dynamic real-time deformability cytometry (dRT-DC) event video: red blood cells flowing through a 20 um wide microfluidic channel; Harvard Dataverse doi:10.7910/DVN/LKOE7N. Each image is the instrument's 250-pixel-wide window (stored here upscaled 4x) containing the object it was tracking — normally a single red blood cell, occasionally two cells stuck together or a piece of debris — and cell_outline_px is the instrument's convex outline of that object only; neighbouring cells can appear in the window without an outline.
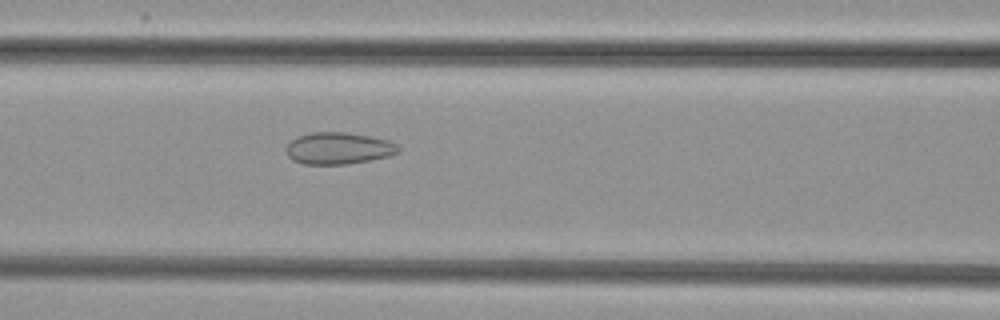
{"species": "common noctule bat (a hibernating species)", "species_latin": "Nyctalus noctula", "temperature_condition": "cold", "stored_images_in_passage": 36, "camera_frame_rate_fps": 3000, "um_per_image_px": 0.085, "animal": {"sex": "female", "body_mass_g": 29.2, "forearm_length_mm": 56.3}, "frame": {"image": 1, "passage_image": 10, "time_ms": 3.0, "image_size_px": [1000, 320], "cell_outline_px": [[400, 152], [388, 156], [348, 164], [304, 164], [292, 160], [288, 156], [284, 148], [296, 136], [312, 132], [344, 132], [372, 136], [388, 140], [396, 144], [400, 148]], "centroid_in_image_um": [28.75, 12.6], "position_along_channel_um": 137.8, "area_um2": 20.92}}
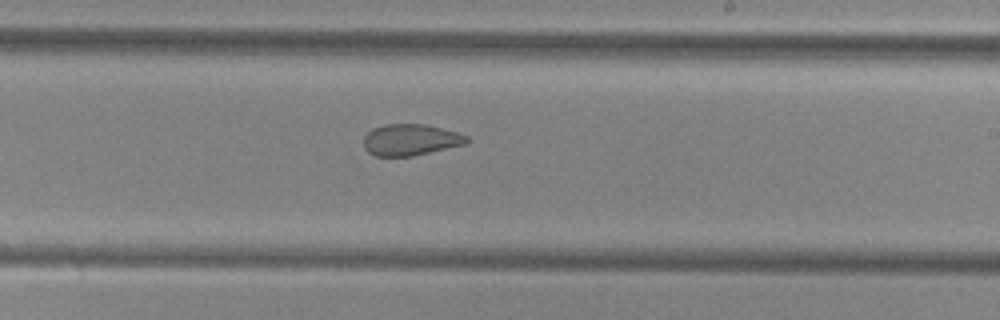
{"frame": {"image": 2, "passage_image": 19, "time_ms": 6.0, "image_size_px": [1000, 320], "cell_outline_px": [[468, 140], [464, 144], [412, 156], [376, 156], [368, 152], [364, 148], [364, 136], [372, 128], [384, 124], [424, 124], [456, 132], [468, 136]], "centroid_in_image_um": [34.84, 11.88], "position_along_channel_um": 254.2, "area_um2": 18.67}}
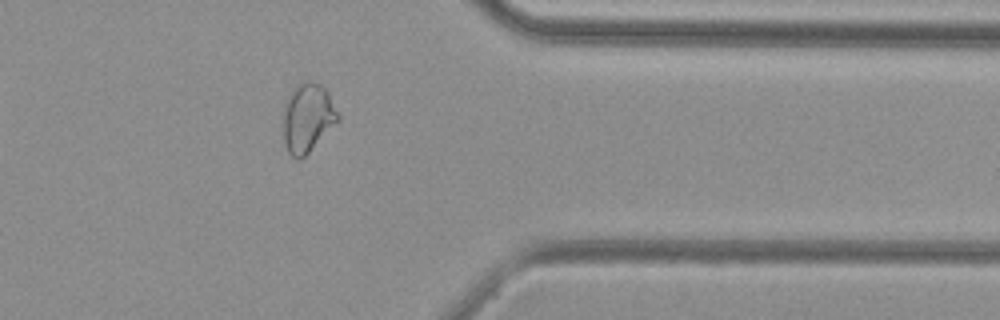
{"frame": {"image": 3, "passage_image": 30, "time_ms": 9.667, "image_size_px": [1000, 320], "cell_outline_px": [[340, 120], [300, 160], [296, 160], [288, 152], [284, 140], [284, 100], [292, 88], [296, 84], [304, 80], [312, 80], [320, 84], [328, 92], [340, 116]], "centroid_in_image_um": [26.14, 9.96], "position_along_channel_um": 385.3, "area_um2": 22.2}}